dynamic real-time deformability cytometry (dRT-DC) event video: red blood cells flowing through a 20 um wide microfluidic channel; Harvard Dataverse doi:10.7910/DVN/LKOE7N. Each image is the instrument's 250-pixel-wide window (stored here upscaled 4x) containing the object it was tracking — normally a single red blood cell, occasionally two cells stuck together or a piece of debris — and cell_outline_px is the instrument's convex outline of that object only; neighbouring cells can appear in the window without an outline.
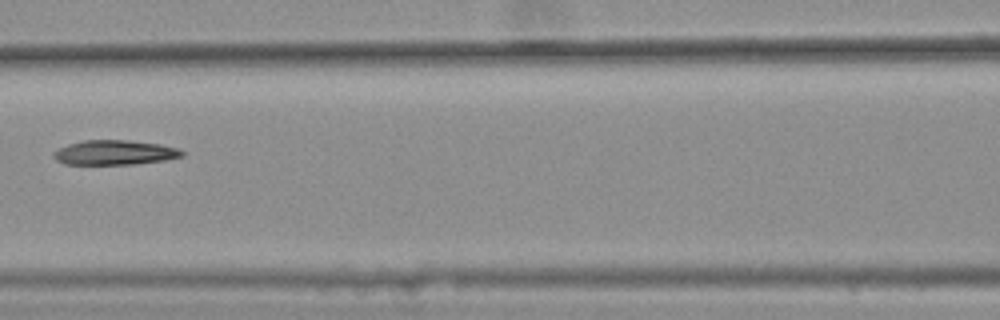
{"species": "common noctule bat (a hibernating species)", "species_latin": "Nyctalus noctula", "temperature_condition": "warm", "stored_images_in_passage": 9, "camera_frame_rate_fps": 3000, "um_per_image_px": 0.085, "animal": {"sex": "female", "body_mass_g": 25.1}, "frame": {"image": 1, "passage_image": 6, "time_ms": 1.667, "image_size_px": [1000, 320], "cell_outline_px": [[184, 156], [164, 160], [136, 164], [64, 164], [56, 160], [52, 156], [52, 152], [68, 144], [84, 140], [128, 140], [160, 144], [180, 148], [184, 152]], "centroid_in_image_um": [9.75, 12.96], "position_along_channel_um": 156.8, "area_um2": 18.55}}
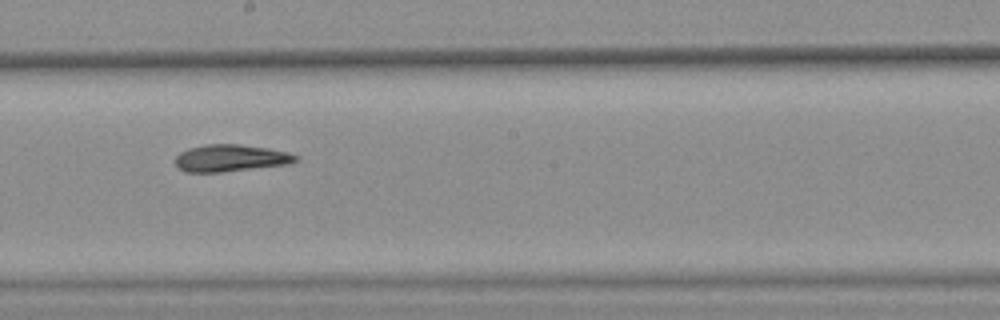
{"frame": {"image": 2, "passage_image": 8, "time_ms": 2.333, "image_size_px": [1000, 320], "cell_outline_px": [[300, 160], [288, 164], [220, 172], [184, 172], [172, 160], [180, 152], [188, 148], [204, 144], [236, 144], [268, 148], [288, 152], [300, 156]], "centroid_in_image_um": [19.59, 13.43], "position_along_channel_um": 228.6, "area_um2": 19.07}}
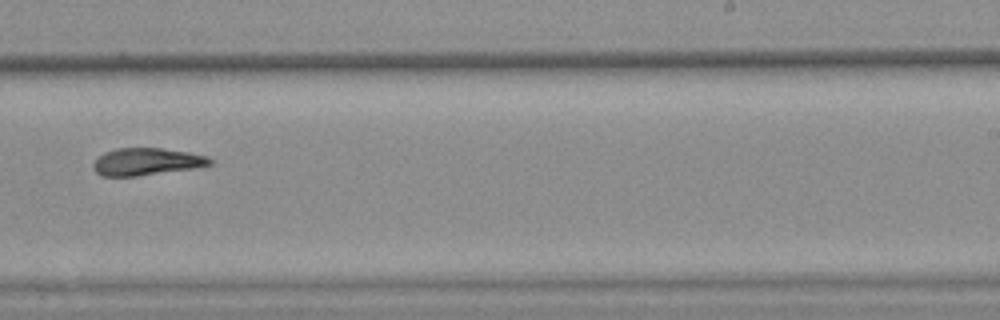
{"frame": {"image": 3, "passage_image": 9, "time_ms": 2.667, "image_size_px": [1000, 320], "cell_outline_px": [[212, 164], [196, 168], [136, 176], [100, 176], [92, 168], [92, 164], [104, 152], [116, 148], [160, 148], [188, 152], [208, 156], [212, 160]], "centroid_in_image_um": [12.45, 13.74], "position_along_channel_um": 276.5, "area_um2": 18.55}}